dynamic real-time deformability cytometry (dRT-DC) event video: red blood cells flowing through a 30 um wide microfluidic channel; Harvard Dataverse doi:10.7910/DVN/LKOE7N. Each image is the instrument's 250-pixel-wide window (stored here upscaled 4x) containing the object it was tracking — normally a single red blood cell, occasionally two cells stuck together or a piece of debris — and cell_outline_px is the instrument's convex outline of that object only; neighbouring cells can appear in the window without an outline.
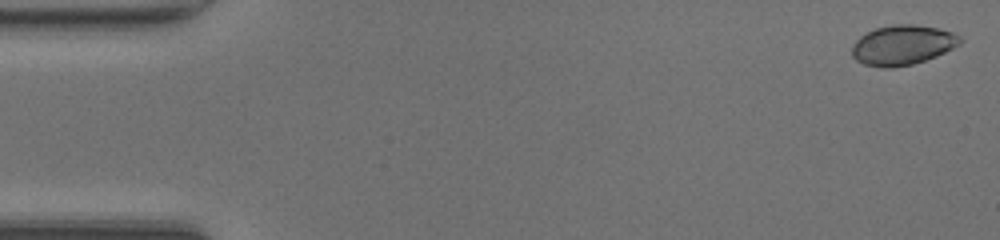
{"species": "common noctule bat (a hibernating species)", "species_latin": "Nyctalus noctula", "temperature_condition": "room temperature", "stored_images_in_passage": 48, "camera_frame_rate_fps": 3000, "um_per_image_px": 0.085, "animal": {"sex": "female", "body_mass_g": 20.0, "forearm_length_mm": 54.0}, "frame": {"image": 1, "passage_image": 1, "time_ms": 0.0, "image_size_px": [1000, 240], "cell_outline_px": [[964, 40], [960, 44], [936, 56], [912, 64], [892, 68], [884, 68], [864, 64], [856, 60], [852, 56], [852, 44], [860, 36], [876, 28], [892, 24], [912, 24], [936, 28], [952, 32], [960, 36]], "centroid_in_image_um": [76.7, 3.83], "position_along_channel_um": 8.3, "area_um2": 25.03}}
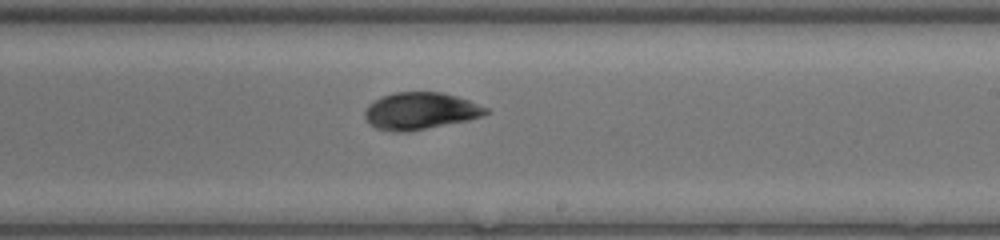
{"frame": {"image": 2, "passage_image": 28, "time_ms": 9.0, "image_size_px": [1000, 240], "cell_outline_px": [[492, 112], [484, 116], [468, 120], [408, 132], [392, 132], [376, 128], [368, 124], [364, 116], [364, 112], [368, 104], [384, 96], [396, 92], [444, 92], [468, 100], [488, 108]], "centroid_in_image_um": [35.74, 9.44], "position_along_channel_um": 253.3, "area_um2": 26.3}}
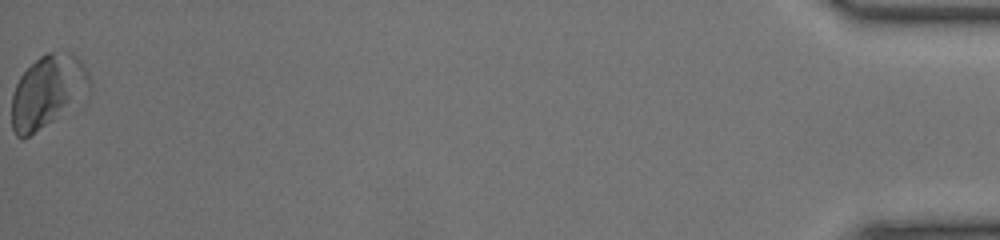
{"frame": {"image": 3, "passage_image": 48, "time_ms": 15.667, "image_size_px": [1000, 240], "cell_outline_px": [[92, 92], [88, 100], [80, 108], [24, 140], [16, 136], [12, 128], [12, 96], [16, 84], [20, 76], [40, 56], [48, 52], [72, 52], [80, 60], [88, 72], [92, 80]], "centroid_in_image_um": [4.17, 7.86], "position_along_channel_um": 431.0, "area_um2": 34.91}, "authors_computed_cell_mechanics": {"area_um2": 25.0852, "velocity_mm_per_s": 4.2861, "shape_relaxation_time_tau1_ms": 1.5275, "shape_relaxation_time_tau2_ms": 3.4828, "deformation_change_tau1": 0.0783, "deformation_change_tau2": 0.0726}}